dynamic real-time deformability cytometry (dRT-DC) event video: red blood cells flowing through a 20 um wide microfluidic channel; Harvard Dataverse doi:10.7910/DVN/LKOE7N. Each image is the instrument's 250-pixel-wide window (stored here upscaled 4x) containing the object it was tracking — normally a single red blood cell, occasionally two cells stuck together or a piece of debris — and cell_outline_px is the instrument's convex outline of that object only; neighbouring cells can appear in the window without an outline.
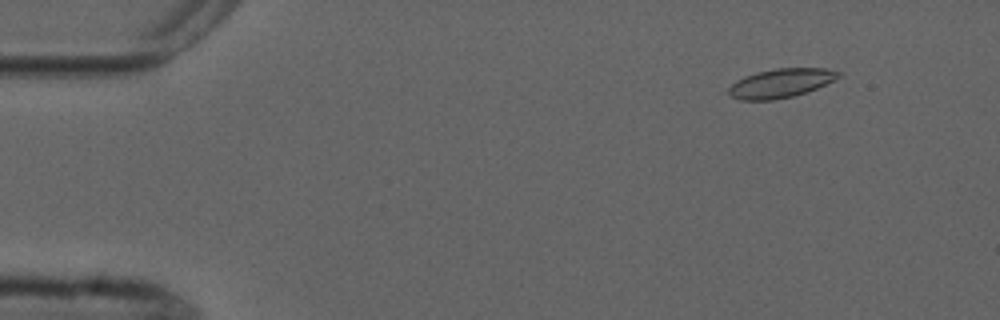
{"species": "common noctule bat (a hibernating species)", "species_latin": "Nyctalus noctula", "temperature_condition": "cold", "stored_images_in_passage": 4, "camera_frame_rate_fps": 3000, "um_per_image_px": 0.085, "animal": {"sex": "male", "forearm_length_mm": 52.5}, "frame": {"image": 1, "passage_image": 1, "time_ms": 0.0, "image_size_px": [1000, 320], "cell_outline_px": [[840, 76], [816, 88], [792, 96], [772, 100], [740, 100], [728, 96], [728, 88], [736, 80], [744, 76], [756, 72], [776, 68], [828, 68], [840, 72]], "centroid_in_image_um": [66.3, 7.06], "position_along_channel_um": 18.7, "area_um2": 18.44}}
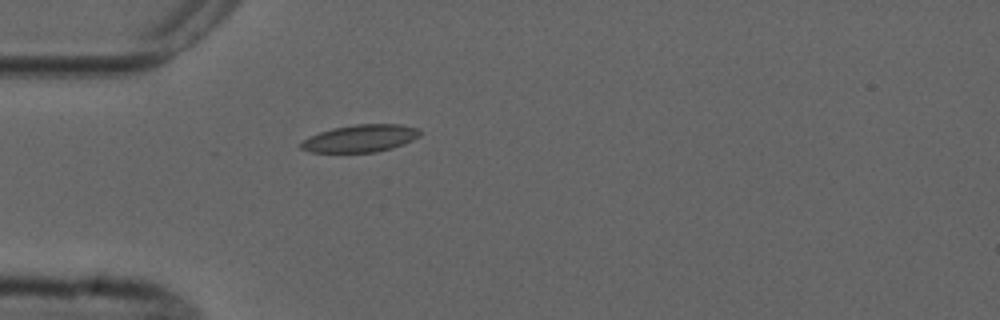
{"frame": {"image": 2, "passage_image": 4, "time_ms": 3.333, "image_size_px": [1000, 320], "cell_outline_px": [[424, 132], [420, 136], [404, 144], [392, 148], [376, 152], [312, 152], [300, 148], [296, 144], [308, 136], [332, 128], [356, 124], [400, 124], [420, 128]], "centroid_in_image_um": [30.64, 11.75], "position_along_channel_um": 54.4, "area_um2": 19.31}}